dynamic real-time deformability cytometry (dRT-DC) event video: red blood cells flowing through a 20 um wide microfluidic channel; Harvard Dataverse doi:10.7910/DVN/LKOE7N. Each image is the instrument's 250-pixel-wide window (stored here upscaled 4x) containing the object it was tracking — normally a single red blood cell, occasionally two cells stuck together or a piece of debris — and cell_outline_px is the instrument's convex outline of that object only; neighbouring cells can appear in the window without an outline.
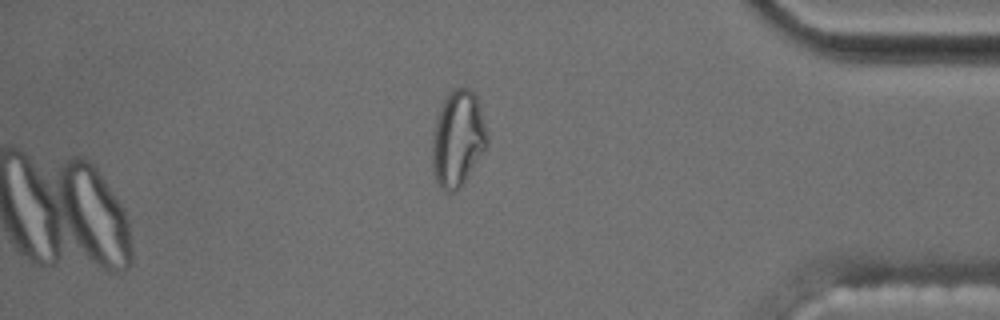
{"species": "common noctule bat (a hibernating species)", "species_latin": "Nyctalus noctula", "temperature_condition": "cold", "stored_images_in_passage": 56, "camera_frame_rate_fps": 3000, "um_per_image_px": 0.085, "animal": {"sex": "male", "body_mass_g": 17.5, "forearm_length_mm": 52.3}, "frame": {"image": 1, "passage_image": 56, "time_ms": 18.333, "image_size_px": [1000, 320], "cell_outline_px": [[488, 140], [484, 148], [464, 180], [452, 192], [444, 192], [440, 188], [432, 172], [432, 136], [436, 120], [440, 108], [448, 92], [452, 88], [468, 88], [476, 96], [480, 108], [488, 136]], "centroid_in_image_um": [38.87, 11.76], "position_along_channel_um": 396.3, "area_um2": 30.11}}